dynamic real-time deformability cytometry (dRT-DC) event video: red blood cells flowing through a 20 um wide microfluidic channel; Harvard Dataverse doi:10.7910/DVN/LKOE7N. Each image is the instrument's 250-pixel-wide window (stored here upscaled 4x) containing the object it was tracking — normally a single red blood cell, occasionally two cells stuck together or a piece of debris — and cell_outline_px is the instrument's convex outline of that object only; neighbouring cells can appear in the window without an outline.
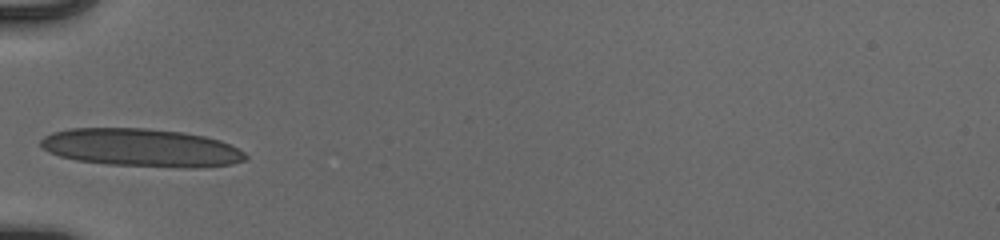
{"species": "human", "species_latin": "Homo sapiens", "temperature_condition": "cold", "stored_images_in_passage": 34, "camera_frame_rate_fps": 3000, "um_per_image_px": 0.085, "donor": {"sex": "male"}, "frame": {"image": 1, "passage_image": 1, "time_ms": 0.0, "image_size_px": [1000, 240], "cell_outline_px": [[248, 160], [232, 164], [200, 168], [184, 168], [108, 164], [76, 160], [60, 156], [48, 152], [40, 144], [40, 140], [44, 136], [52, 132], [68, 128], [144, 128], [180, 132], [204, 136], [220, 140], [244, 152], [248, 156]], "centroid_in_image_um": [12.02, 12.56], "position_along_channel_um": 73.0, "area_um2": 45.49}}
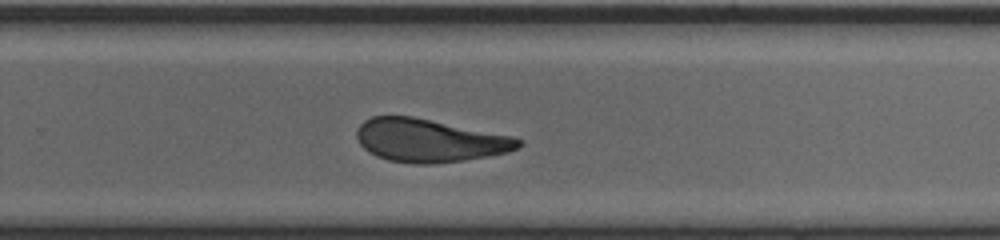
{"frame": {"image": 2, "passage_image": 18, "time_ms": 5.667, "image_size_px": [1000, 240], "cell_outline_px": [[524, 144], [520, 148], [508, 152], [488, 156], [464, 160], [432, 164], [416, 164], [388, 160], [376, 156], [368, 152], [360, 144], [356, 136], [356, 132], [360, 124], [364, 120], [372, 116], [412, 116], [512, 136], [520, 140]], "centroid_in_image_um": [36.49, 11.94], "position_along_channel_um": 293.3, "area_um2": 40.58}}
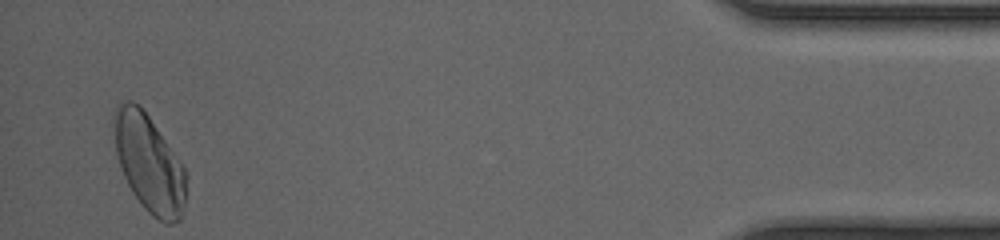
{"frame": {"image": 3, "passage_image": 33, "time_ms": 10.667, "image_size_px": [1000, 240], "cell_outline_px": [[188, 176], [184, 212], [180, 220], [172, 224], [164, 224], [156, 220], [140, 204], [132, 192], [124, 176], [116, 152], [112, 124], [112, 116], [116, 104], [120, 100], [132, 100], [148, 116], [188, 172]], "centroid_in_image_um": [12.68, 13.92], "position_along_channel_um": 422.5, "area_um2": 41.62}, "authors_computed_cell_mechanics": {"area_um2": 41.6738, "velocity_mm_per_s": 3.9197, "shape_relaxation_time_tau1_ms": 5.9447, "shape_relaxation_time_tau2_ms": 1.5314, "deformation_change_tau1": 0.1842, "deformation_change_tau2": 0.093}}